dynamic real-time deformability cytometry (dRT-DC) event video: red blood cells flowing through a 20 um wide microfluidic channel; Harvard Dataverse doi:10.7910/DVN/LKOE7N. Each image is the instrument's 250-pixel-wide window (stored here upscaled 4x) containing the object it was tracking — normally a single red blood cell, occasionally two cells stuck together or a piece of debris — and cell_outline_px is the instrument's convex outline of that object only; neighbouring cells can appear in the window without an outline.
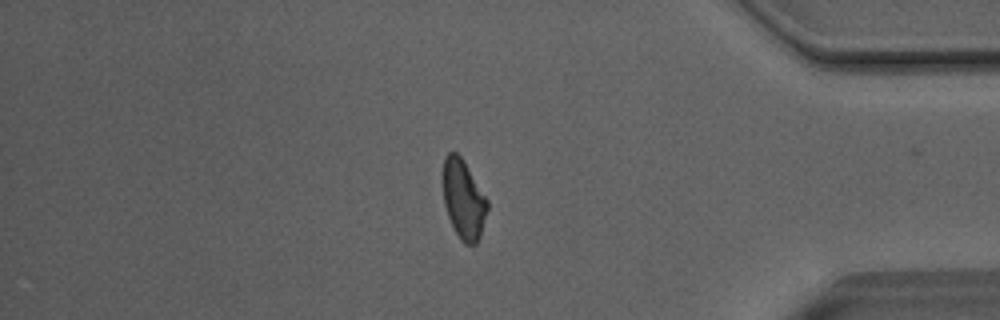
{"species": "Egyptian fruit bat (a non-hibernating species)", "species_latin": "Rousettus aegyptiacus", "temperature_condition": "room temperature", "stored_images_in_passage": 44, "camera_frame_rate_fps": 3000, "um_per_image_px": 0.085, "animal": {"sex": "male"}, "frame": {"image": 1, "passage_image": 43, "time_ms": 14.0, "image_size_px": [1000, 320], "cell_outline_px": [[488, 208], [480, 236], [476, 244], [464, 244], [460, 240], [448, 216], [444, 204], [444, 156], [448, 152], [456, 152], [464, 160], [488, 200]], "centroid_in_image_um": [39.41, 16.94], "position_along_channel_um": 395.8, "area_um2": 20.29}, "authors_computed_cell_mechanics": {"area_um2": 21.5883, "velocity_mm_per_s": 4.0513, "shape_relaxation_time_tau1_ms": 5.4779, "shape_relaxation_time_tau2_ms": 1.9325, "deformation_change_tau1": 0.1515, "deformation_change_tau2": 0.084}}